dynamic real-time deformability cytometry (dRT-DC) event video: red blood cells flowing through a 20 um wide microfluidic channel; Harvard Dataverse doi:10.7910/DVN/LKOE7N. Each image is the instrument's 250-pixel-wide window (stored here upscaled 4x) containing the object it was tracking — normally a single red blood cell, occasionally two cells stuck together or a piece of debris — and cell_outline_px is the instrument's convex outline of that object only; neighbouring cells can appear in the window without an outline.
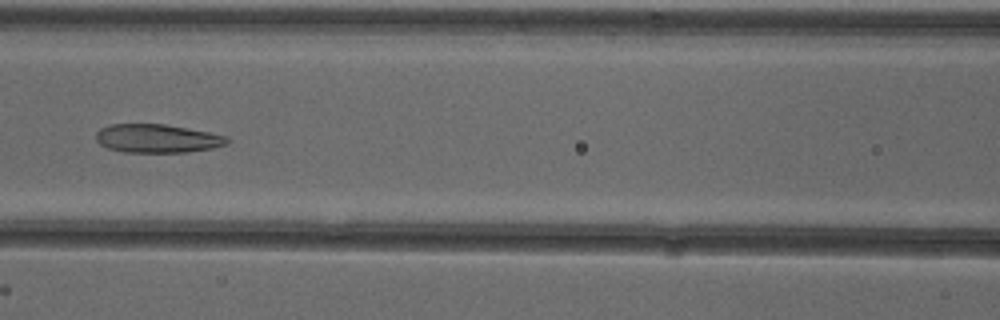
{"species": "common noctule bat (a hibernating species)", "species_latin": "Nyctalus noctula", "temperature_condition": "cold", "stored_images_in_passage": 41, "camera_frame_rate_fps": 3000, "um_per_image_px": 0.085, "animal": {"sex": "female"}, "frame": {"image": 1, "passage_image": 12, "time_ms": 3.667, "image_size_px": [1000, 320], "cell_outline_px": [[232, 140], [228, 144], [212, 148], [188, 152], [124, 152], [108, 148], [100, 144], [96, 140], [96, 132], [100, 128], [112, 124], [164, 124], [208, 132], [228, 136]], "centroid_in_image_um": [13.39, 11.77], "position_along_channel_um": 153.2, "area_um2": 21.85}}
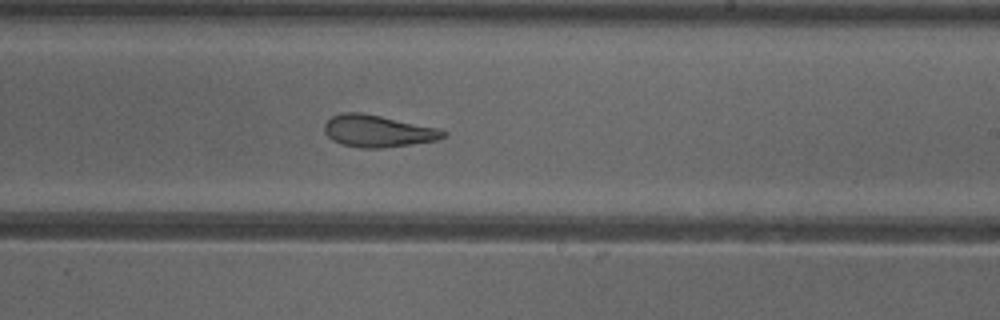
{"frame": {"image": 2, "passage_image": 20, "time_ms": 6.333, "image_size_px": [1000, 320], "cell_outline_px": [[448, 136], [436, 140], [380, 148], [360, 148], [340, 144], [332, 140], [324, 132], [324, 124], [332, 116], [340, 112], [360, 112], [440, 128], [448, 132]], "centroid_in_image_um": [32.11, 11.13], "position_along_channel_um": 256.9, "area_um2": 22.2}}
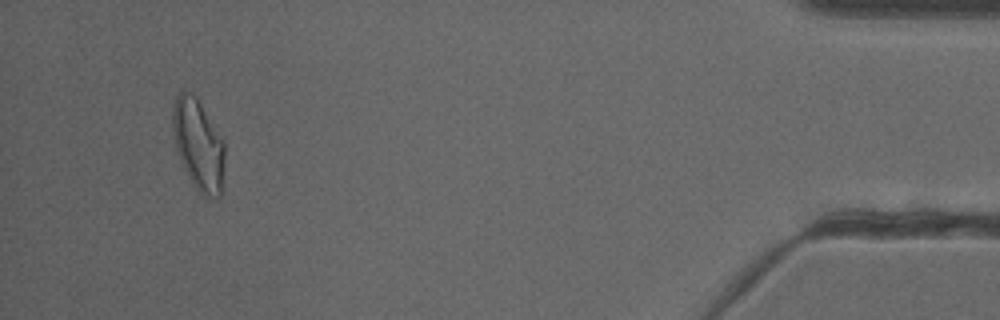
{"frame": {"image": 3, "passage_image": 38, "time_ms": 12.333, "image_size_px": [1000, 320], "cell_outline_px": [[224, 160], [220, 196], [216, 200], [212, 200], [200, 192], [196, 188], [188, 176], [180, 160], [176, 148], [172, 128], [172, 104], [176, 96], [180, 92], [188, 92], [196, 96], [224, 140]], "centroid_in_image_um": [16.85, 12.29], "position_along_channel_um": 418.3, "area_um2": 27.57}, "authors_computed_cell_mechanics": {"area_um2": 23.9292, "velocity_mm_per_s": 3.8879, "shape_relaxation_time_tau1_ms": null, "shape_relaxation_time_tau2_ms": 2.7031, "deformation_change_tau1": null, "deformation_change_tau2": 0.1196}}